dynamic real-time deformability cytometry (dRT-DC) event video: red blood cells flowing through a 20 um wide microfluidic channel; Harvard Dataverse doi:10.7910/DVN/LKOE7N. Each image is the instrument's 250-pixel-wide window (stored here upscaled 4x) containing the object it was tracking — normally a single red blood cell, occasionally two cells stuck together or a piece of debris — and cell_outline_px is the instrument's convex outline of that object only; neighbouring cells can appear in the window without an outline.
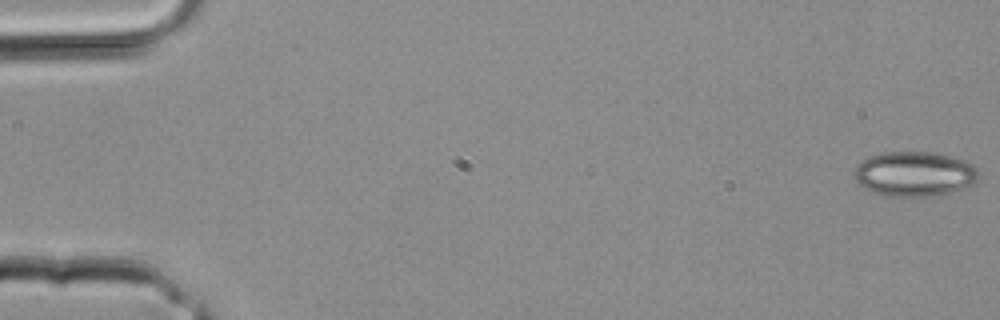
{"species": "common noctule bat (a hibernating species)", "species_latin": "Nyctalus noctula", "temperature_condition": "room temperature", "stored_images_in_passage": 4, "camera_frame_rate_fps": 3000, "um_per_image_px": 0.085, "animal": {"sex": "male", "body_mass_g": 20.4}, "frame": {"image": 1, "passage_image": 1, "time_ms": 0.0, "image_size_px": [1000, 320], "cell_outline_px": [[980, 172], [976, 180], [972, 184], [952, 192], [932, 196], [884, 196], [864, 188], [852, 176], [852, 172], [856, 164], [868, 156], [884, 152], [932, 152], [968, 160]], "centroid_in_image_um": [77.7, 14.77], "position_along_channel_um": 7.3, "area_um2": 32.83}}